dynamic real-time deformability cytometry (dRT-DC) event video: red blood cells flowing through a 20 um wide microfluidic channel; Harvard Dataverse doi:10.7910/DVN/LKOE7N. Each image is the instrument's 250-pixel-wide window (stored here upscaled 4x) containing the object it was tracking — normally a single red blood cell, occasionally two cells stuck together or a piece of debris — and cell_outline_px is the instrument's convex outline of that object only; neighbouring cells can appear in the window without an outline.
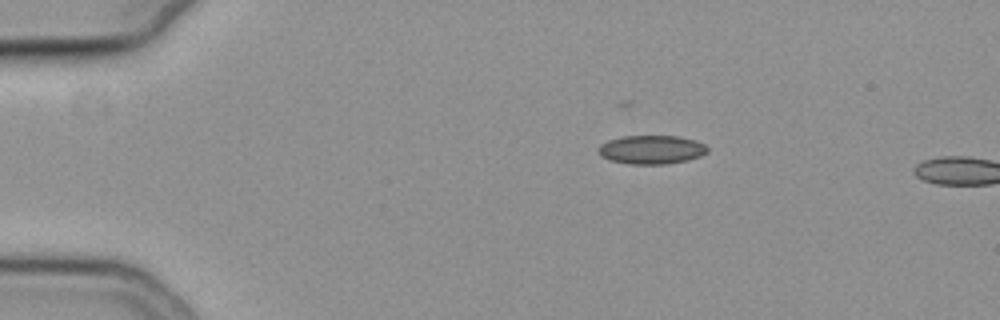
{"species": "common noctule bat (a hibernating species)", "species_latin": "Nyctalus noctula", "temperature_condition": "cold", "stored_images_in_passage": 3, "camera_frame_rate_fps": 3000, "um_per_image_px": 0.085, "animal": {"sex": "female", "body_mass_g": 19.3, "forearm_length_mm": 54.1}, "frame": {"image": 1, "passage_image": 1, "time_ms": 0.0, "image_size_px": [1000, 320], "cell_outline_px": [[708, 152], [700, 156], [688, 160], [664, 164], [628, 164], [612, 160], [600, 156], [596, 148], [600, 144], [608, 140], [620, 136], [676, 136], [696, 140], [704, 144], [708, 148]], "centroid_in_image_um": [55.35, 12.71], "position_along_channel_um": 29.6, "area_um2": 18.38}}